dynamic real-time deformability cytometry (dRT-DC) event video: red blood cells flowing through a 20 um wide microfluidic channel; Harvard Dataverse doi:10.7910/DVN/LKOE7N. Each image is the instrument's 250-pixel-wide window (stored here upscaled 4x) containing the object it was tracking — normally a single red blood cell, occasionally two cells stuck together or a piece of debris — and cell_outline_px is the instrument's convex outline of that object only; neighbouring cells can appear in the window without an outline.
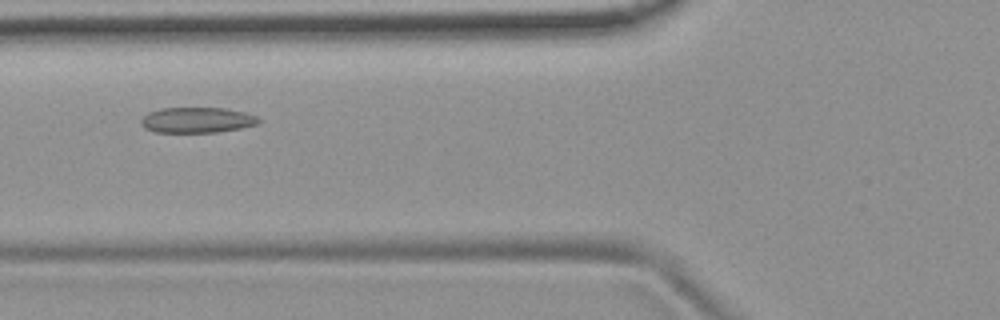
{"species": "common noctule bat (a hibernating species)", "species_latin": "Nyctalus noctula", "temperature_condition": "room temperature", "stored_images_in_passage": 47, "camera_frame_rate_fps": 3000, "um_per_image_px": 0.085, "animal": {"sex": "female", "body_mass_g": 19.9}, "frame": {"image": 1, "passage_image": 14, "time_ms": 4.333, "image_size_px": [1000, 320], "cell_outline_px": [[260, 120], [256, 124], [240, 128], [216, 132], [156, 132], [144, 128], [140, 124], [140, 120], [148, 112], [160, 108], [224, 108], [244, 112], [256, 116]], "centroid_in_image_um": [16.7, 10.2], "position_along_channel_um": 109.1, "area_um2": 17.4}, "authors_computed_cell_mechanics": {"area_um2": 17.7446, "velocity_mm_per_s": 3.7072, "shape_relaxation_time_tau1_ms": null, "shape_relaxation_time_tau2_ms": 2.8442, "deformation_change_tau1": null, "deformation_change_tau2": 0.086}}